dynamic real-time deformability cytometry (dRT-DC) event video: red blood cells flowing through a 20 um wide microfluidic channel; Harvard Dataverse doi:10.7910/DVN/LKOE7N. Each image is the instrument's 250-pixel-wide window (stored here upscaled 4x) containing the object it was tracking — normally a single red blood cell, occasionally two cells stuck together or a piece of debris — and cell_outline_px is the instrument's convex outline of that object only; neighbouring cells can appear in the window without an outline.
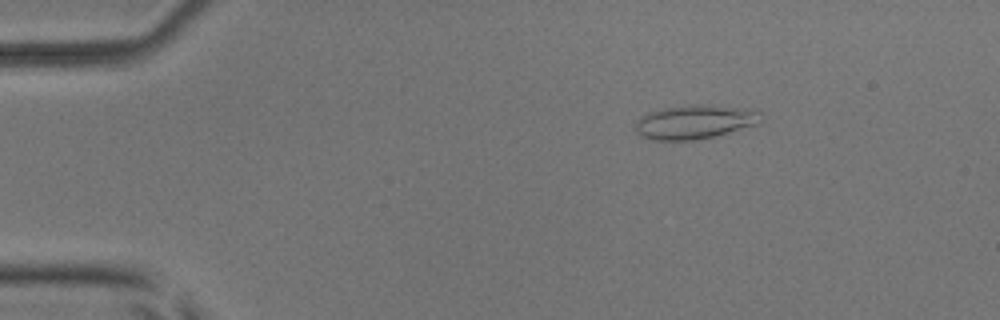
{"species": "common noctule bat (a hibernating species)", "species_latin": "Nyctalus noctula", "temperature_condition": "room temperature", "stored_images_in_passage": 3, "camera_frame_rate_fps": 3000, "um_per_image_px": 0.085, "animal": {"sex": "male", "body_mass_g": 17.9, "forearm_length_mm": 54.2}, "frame": {"image": 1, "passage_image": 1, "time_ms": 0.0, "image_size_px": [1000, 320], "cell_outline_px": [[760, 124], [716, 136], [696, 140], [652, 140], [636, 132], [636, 120], [640, 116], [648, 112], [664, 108], [688, 104], [704, 104], [760, 108]], "centroid_in_image_um": [59.13, 10.34], "position_along_channel_um": 25.9, "area_um2": 25.49}}